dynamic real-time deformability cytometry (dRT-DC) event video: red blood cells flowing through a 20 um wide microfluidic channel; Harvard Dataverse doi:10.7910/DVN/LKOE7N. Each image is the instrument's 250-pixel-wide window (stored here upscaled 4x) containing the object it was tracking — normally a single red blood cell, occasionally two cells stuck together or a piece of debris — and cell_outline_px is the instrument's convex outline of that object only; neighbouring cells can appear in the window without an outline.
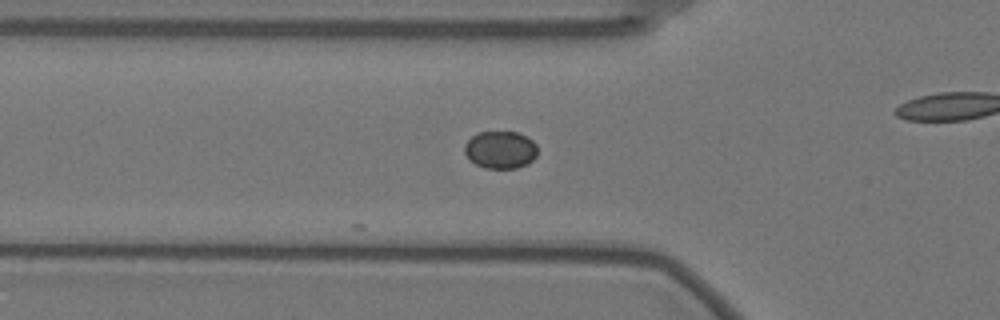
{"species": "Egyptian fruit bat (a non-hibernating species)", "species_latin": "Rousettus aegyptiacus", "temperature_condition": "warm", "stored_images_in_passage": 9, "camera_frame_rate_fps": 3000, "um_per_image_px": 0.085, "animal": {"sex": "female"}, "frame": {"image": 1, "passage_image": 2, "time_ms": 0.333, "image_size_px": [1000, 320], "cell_outline_px": [[536, 156], [528, 164], [516, 168], [484, 168], [476, 164], [464, 152], [464, 144], [472, 136], [480, 132], [516, 132], [528, 136], [536, 144]], "centroid_in_image_um": [42.55, 12.73], "position_along_channel_um": 83.3, "area_um2": 15.9}}
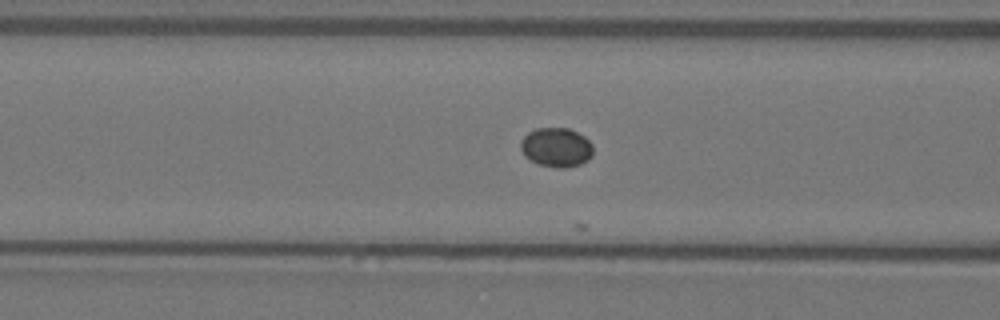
{"frame": {"image": 2, "passage_image": 5, "time_ms": 1.333, "image_size_px": [1000, 320], "cell_outline_px": [[592, 156], [588, 160], [580, 164], [568, 168], [556, 168], [540, 164], [524, 156], [520, 148], [520, 140], [528, 132], [536, 128], [568, 128], [584, 136], [592, 144]], "centroid_in_image_um": [47.28, 12.53], "position_along_channel_um": 119.3, "area_um2": 16.65}}
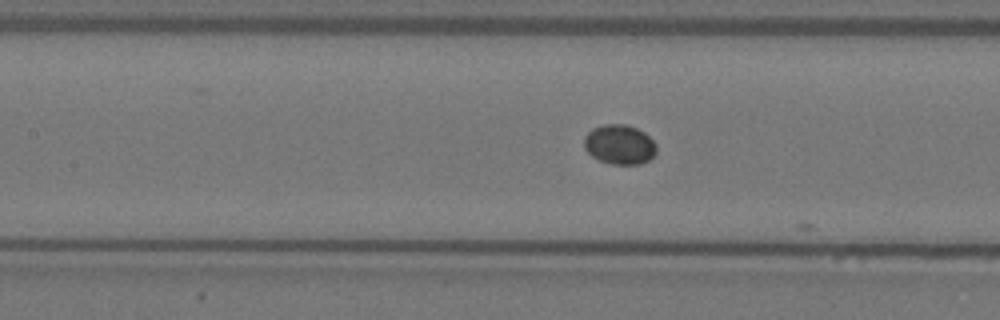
{"frame": {"image": 3, "passage_image": 8, "time_ms": 2.333, "image_size_px": [1000, 320], "cell_outline_px": [[656, 152], [648, 160], [640, 164], [612, 164], [600, 160], [592, 156], [584, 148], [584, 136], [592, 128], [604, 124], [624, 124], [636, 128], [644, 132], [656, 144]], "centroid_in_image_um": [52.64, 12.27], "position_along_channel_um": 154.8, "area_um2": 16.65}}